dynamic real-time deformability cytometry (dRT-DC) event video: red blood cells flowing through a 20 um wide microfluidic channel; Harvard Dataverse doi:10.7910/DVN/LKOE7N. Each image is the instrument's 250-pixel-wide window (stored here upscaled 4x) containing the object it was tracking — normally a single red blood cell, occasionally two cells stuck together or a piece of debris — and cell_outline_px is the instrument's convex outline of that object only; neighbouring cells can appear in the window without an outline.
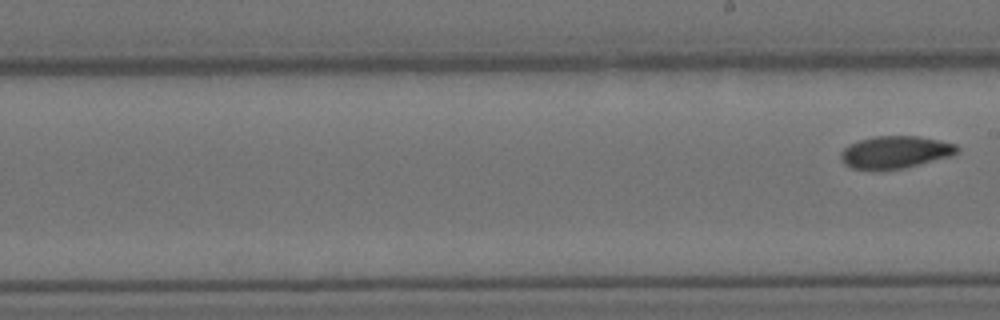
{"species": "Egyptian fruit bat (a non-hibernating species)", "species_latin": "Rousettus aegyptiacus", "temperature_condition": "cold", "stored_images_in_passage": 8, "segment_of_instrument_passage": [2, 2], "camera_frame_rate_fps": 3000, "um_per_image_px": 0.085, "animal": {"sex": "female"}, "frame": {"image": 1, "passage_image": 8, "time_ms": 8.0, "image_size_px": [1000, 320], "cell_outline_px": [[960, 152], [948, 156], [900, 168], [852, 168], [844, 164], [840, 160], [840, 152], [848, 144], [860, 140], [876, 136], [920, 136], [940, 140], [956, 144], [960, 148]], "centroid_in_image_um": [76.08, 12.89], "position_along_channel_um": 212.9, "area_um2": 21.44}}